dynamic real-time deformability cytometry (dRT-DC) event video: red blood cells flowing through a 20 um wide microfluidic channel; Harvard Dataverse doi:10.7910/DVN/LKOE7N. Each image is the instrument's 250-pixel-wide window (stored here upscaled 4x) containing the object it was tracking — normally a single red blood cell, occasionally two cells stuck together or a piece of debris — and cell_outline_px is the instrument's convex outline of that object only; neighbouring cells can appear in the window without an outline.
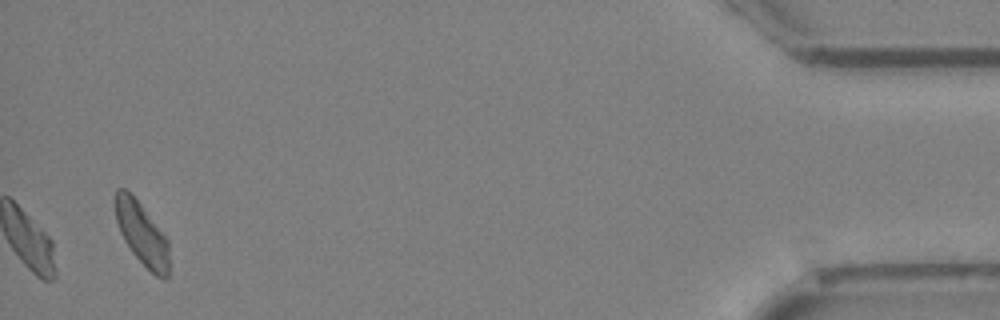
{"species": "Egyptian fruit bat (a non-hibernating species)", "species_latin": "Rousettus aegyptiacus", "temperature_condition": "cold", "stored_images_in_passage": 36, "camera_frame_rate_fps": 3000, "um_per_image_px": 0.085, "animal": {"sex": "female"}, "frame": {"image": 1, "passage_image": 36, "time_ms": 11.667, "image_size_px": [1000, 320], "cell_outline_px": [[168, 276], [164, 280], [156, 276], [132, 252], [124, 240], [120, 232], [116, 220], [112, 200], [116, 188], [124, 188], [140, 204], [168, 240]], "centroid_in_image_um": [12.0, 19.83], "position_along_channel_um": 423.2, "area_um2": 19.48}, "authors_computed_cell_mechanics": {"area_um2": 19.6231, "velocity_mm_per_s": 3.9175, "shape_relaxation_time_tau1_ms": 11.2589, "shape_relaxation_time_tau2_ms": null, "deformation_change_tau1": 0.276, "deformation_change_tau2": null}}